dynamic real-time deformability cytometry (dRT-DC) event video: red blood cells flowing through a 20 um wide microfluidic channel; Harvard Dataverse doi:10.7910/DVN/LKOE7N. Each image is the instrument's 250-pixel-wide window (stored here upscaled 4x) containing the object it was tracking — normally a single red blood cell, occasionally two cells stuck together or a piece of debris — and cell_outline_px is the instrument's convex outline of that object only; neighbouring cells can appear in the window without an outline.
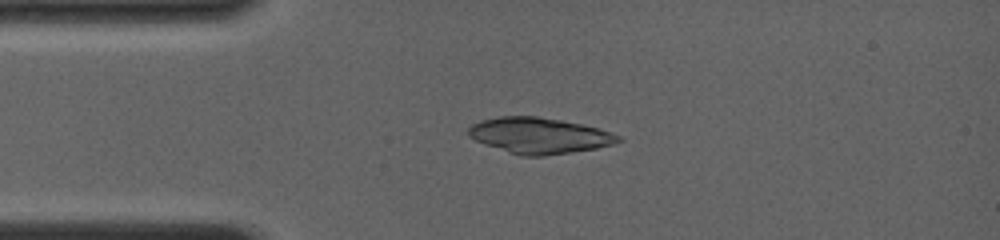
{"species": "common noctule bat (a hibernating species)", "species_latin": "Nyctalus noctula", "temperature_condition": "room temperature", "stored_images_in_passage": 11, "camera_frame_rate_fps": 4000, "um_per_image_px": 0.085, "animal": {"sex": "female", "body_mass_g": 19.0, "forearm_length_mm": 56.7}, "frame": {"image": 1, "passage_image": 10, "time_ms": 3.25, "image_size_px": [1000, 240], "cell_outline_px": [[624, 140], [612, 144], [596, 148], [544, 156], [520, 156], [484, 144], [468, 136], [468, 128], [472, 124], [480, 120], [496, 116], [536, 116], [560, 120], [580, 124], [596, 128], [620, 136]], "centroid_in_image_um": [45.78, 11.52], "position_along_channel_um": 39.2, "area_um2": 31.15}}